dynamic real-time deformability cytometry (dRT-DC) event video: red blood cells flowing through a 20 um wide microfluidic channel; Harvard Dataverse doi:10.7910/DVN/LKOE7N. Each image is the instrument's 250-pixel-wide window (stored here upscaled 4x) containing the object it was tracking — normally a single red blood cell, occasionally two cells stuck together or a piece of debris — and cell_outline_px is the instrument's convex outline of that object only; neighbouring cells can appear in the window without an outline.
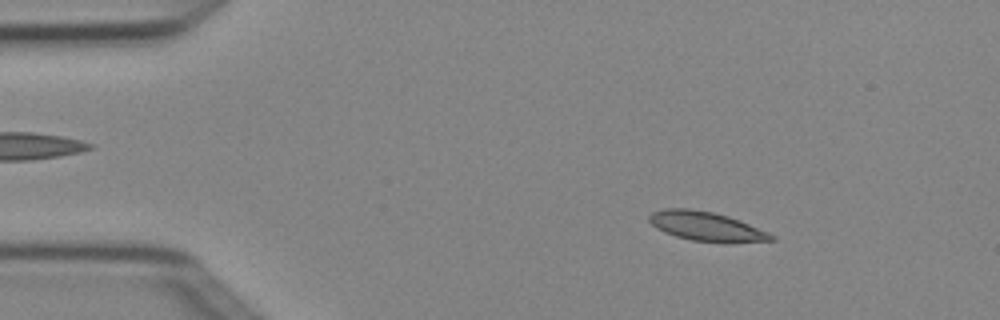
{"species": "Egyptian fruit bat (a non-hibernating species)", "species_latin": "Rousettus aegyptiacus", "temperature_condition": "cold", "stored_images_in_passage": 4, "camera_frame_rate_fps": 3000, "um_per_image_px": 0.085, "animal": {"sex": "female"}, "frame": {"image": 1, "passage_image": 2, "time_ms": 0.333, "image_size_px": [1000, 320], "cell_outline_px": [[776, 240], [692, 240], [676, 236], [664, 232], [656, 228], [648, 220], [648, 216], [652, 212], [664, 208], [688, 208], [712, 212], [728, 216], [768, 232], [776, 236]], "centroid_in_image_um": [59.92, 19.18], "position_along_channel_um": 25.1, "area_um2": 19.83}}
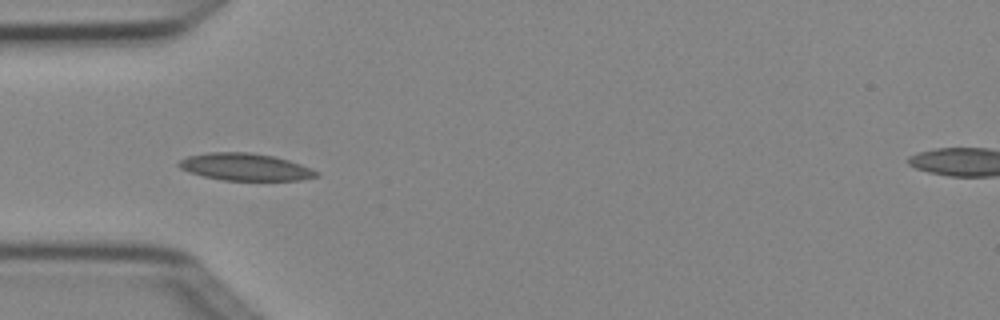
{"frame": {"image": 2, "passage_image": 4, "time_ms": 1.0, "image_size_px": [1000, 320], "cell_outline_px": [[320, 176], [300, 180], [224, 180], [204, 176], [188, 172], [180, 168], [176, 164], [180, 160], [188, 156], [208, 152], [248, 152], [272, 156], [288, 160], [300, 164], [320, 172]], "centroid_in_image_um": [20.84, 14.19], "position_along_channel_um": 64.2, "area_um2": 21.73}}